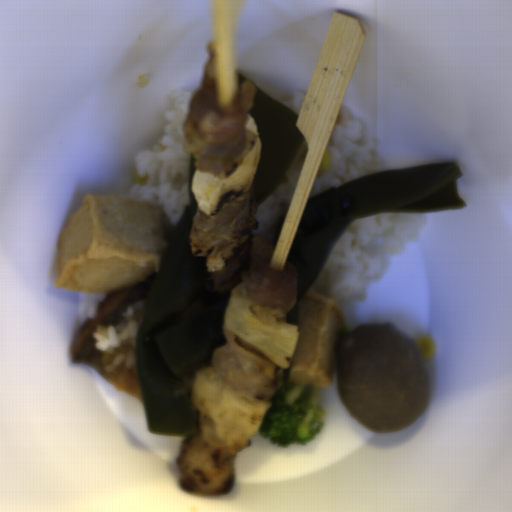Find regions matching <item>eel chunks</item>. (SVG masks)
<instances>
[{
  "label": "eel chunks",
  "instance_id": "obj_1",
  "mask_svg": "<svg viewBox=\"0 0 512 512\" xmlns=\"http://www.w3.org/2000/svg\"><path fill=\"white\" fill-rule=\"evenodd\" d=\"M156 276V272H152L133 286L114 293L108 292L97 307L96 316L83 321L68 352L72 365L91 366L103 380L114 388L132 395L142 402L138 364L131 368L123 364L115 373L106 370L104 364L108 355L96 350L93 332L98 324H116L130 305L143 298L147 300Z\"/></svg>",
  "mask_w": 512,
  "mask_h": 512
}]
</instances>
